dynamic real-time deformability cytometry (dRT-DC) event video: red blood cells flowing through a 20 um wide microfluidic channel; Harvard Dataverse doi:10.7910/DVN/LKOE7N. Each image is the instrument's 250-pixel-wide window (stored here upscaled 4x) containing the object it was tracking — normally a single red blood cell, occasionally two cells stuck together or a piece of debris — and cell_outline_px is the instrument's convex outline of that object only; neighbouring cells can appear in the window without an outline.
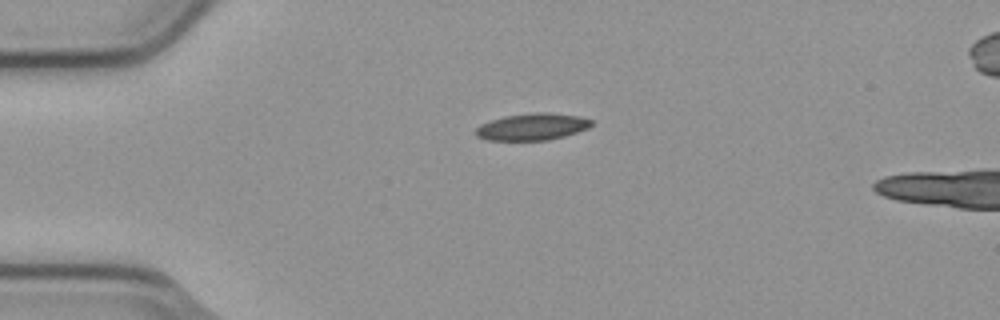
{"species": "common noctule bat (a hibernating species)", "species_latin": "Nyctalus noctula", "temperature_condition": "cold", "stored_images_in_passage": 2, "camera_frame_rate_fps": 3000, "um_per_image_px": 0.085, "animal": {"sex": "male", "body_mass_g": 23.1, "forearm_length_mm": 52.7}, "frame": {"image": 1, "passage_image": 1, "time_ms": 0.0, "image_size_px": [1000, 320], "cell_outline_px": [[592, 124], [588, 128], [564, 136], [548, 140], [484, 140], [476, 136], [476, 128], [480, 124], [504, 116], [536, 112], [548, 112], [580, 116], [592, 120]], "centroid_in_image_um": [45.23, 10.77], "position_along_channel_um": 39.8, "area_um2": 18.09}}